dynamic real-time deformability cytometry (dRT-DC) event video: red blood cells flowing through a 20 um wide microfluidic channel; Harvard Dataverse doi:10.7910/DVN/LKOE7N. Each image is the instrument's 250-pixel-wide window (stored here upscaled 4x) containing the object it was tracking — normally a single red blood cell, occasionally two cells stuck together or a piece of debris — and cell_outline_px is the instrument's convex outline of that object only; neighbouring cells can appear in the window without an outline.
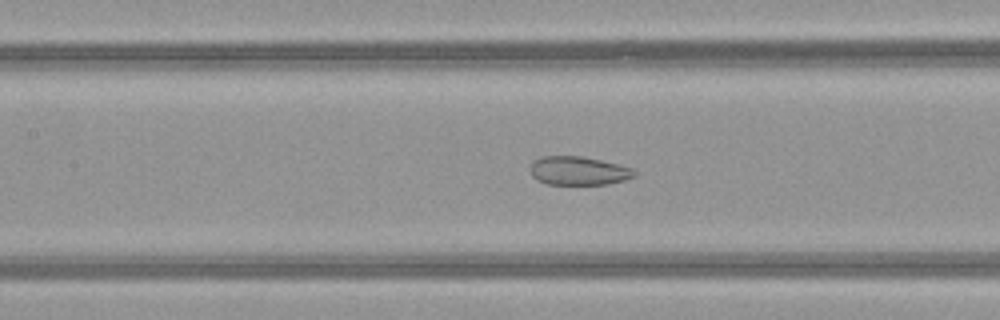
{"species": "common noctule bat (a hibernating species)", "species_latin": "Nyctalus noctula", "temperature_condition": "warm", "stored_images_in_passage": 45, "camera_frame_rate_fps": 3000, "um_per_image_px": 0.085, "animal": {"sex": "female", "body_mass_g": 21.9}, "frame": {"image": 1, "passage_image": 18, "time_ms": 5.667, "image_size_px": [1000, 320], "cell_outline_px": [[636, 176], [624, 180], [608, 184], [548, 184], [536, 180], [532, 176], [528, 168], [532, 160], [544, 156], [580, 156], [600, 160], [632, 168], [636, 172]], "centroid_in_image_um": [49.12, 14.52], "position_along_channel_um": 158.3, "area_um2": 17.46}}
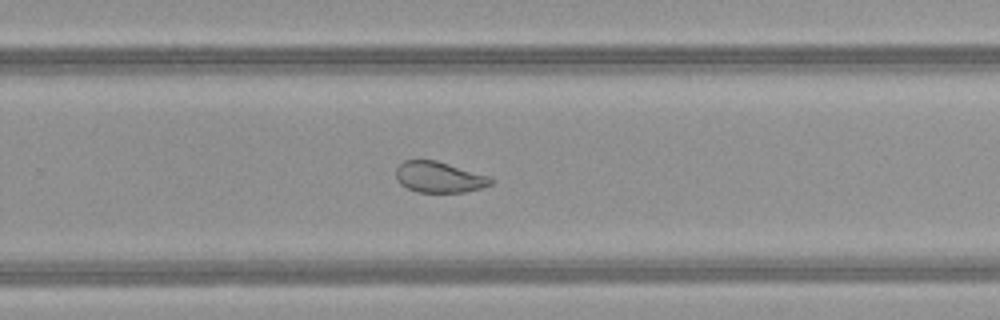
{"frame": {"image": 2, "passage_image": 28, "time_ms": 9.0, "image_size_px": [1000, 320], "cell_outline_px": [[496, 180], [492, 184], [484, 188], [464, 192], [416, 192], [400, 184], [396, 176], [396, 168], [404, 160], [436, 160], [492, 176]], "centroid_in_image_um": [37.4, 15.06], "position_along_channel_um": 292.4, "area_um2": 17.4}}
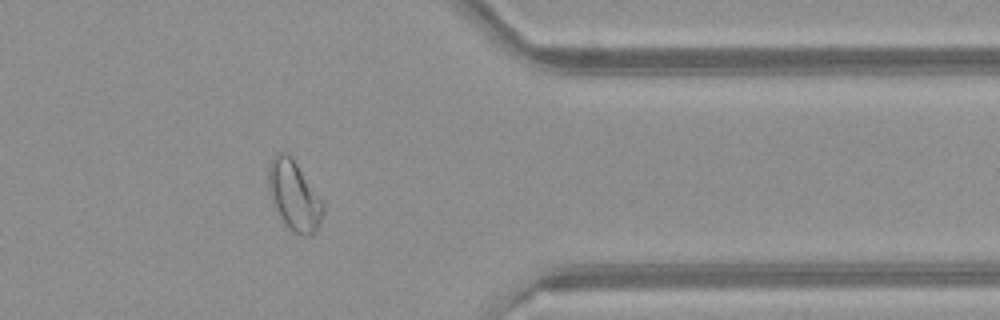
{"frame": {"image": 3, "passage_image": 36, "time_ms": 11.667, "image_size_px": [1000, 320], "cell_outline_px": [[324, 212], [320, 224], [316, 232], [312, 236], [304, 236], [292, 232], [284, 228], [268, 196], [268, 164], [272, 156], [276, 152], [288, 152], [292, 156], [324, 204]], "centroid_in_image_um": [24.95, 16.66], "position_along_channel_um": 386.4, "area_um2": 23.06}, "authors_computed_cell_mechanics": {"area_um2": 22.4264, "velocity_mm_per_s": 4.0449, "shape_relaxation_time_tau1_ms": null, "shape_relaxation_time_tau2_ms": 1.3734, "deformation_change_tau1": null, "deformation_change_tau2": 0.077}}